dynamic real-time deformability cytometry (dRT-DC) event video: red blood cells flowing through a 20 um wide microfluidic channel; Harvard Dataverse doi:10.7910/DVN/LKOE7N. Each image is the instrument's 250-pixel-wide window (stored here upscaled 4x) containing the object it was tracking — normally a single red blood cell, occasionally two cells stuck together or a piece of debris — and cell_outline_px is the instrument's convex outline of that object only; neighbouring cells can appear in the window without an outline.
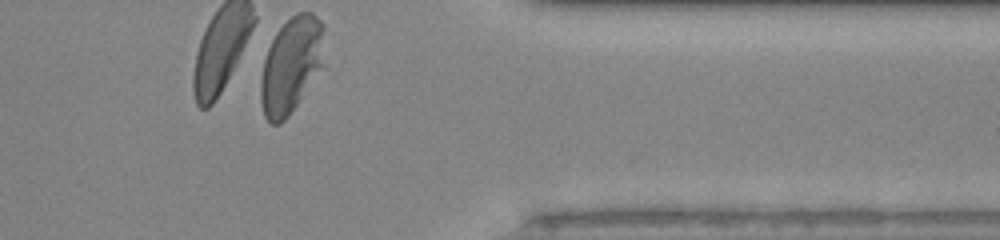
{"species": "human", "species_latin": "Homo sapiens", "temperature_condition": "room temperature", "stored_images_in_passage": 28, "camera_frame_rate_fps": 3000, "um_per_image_px": 0.085, "donor": {"sex": "male"}, "frame": {"image": 1, "passage_image": 28, "time_ms": 9.0, "image_size_px": [1000, 240], "cell_outline_px": [[324, 64], [288, 116], [280, 124], [272, 124], [264, 116], [260, 100], [260, 80], [264, 60], [268, 48], [276, 32], [296, 12], [312, 12], [324, 24]], "centroid_in_image_um": [24.75, 5.52], "position_along_channel_um": 386.6, "area_um2": 35.55}}